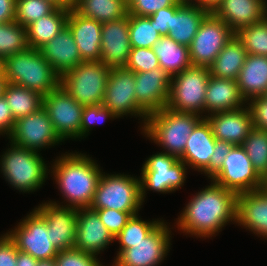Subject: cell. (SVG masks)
<instances>
[{"label": "cell", "mask_w": 267, "mask_h": 266, "mask_svg": "<svg viewBox=\"0 0 267 266\" xmlns=\"http://www.w3.org/2000/svg\"><path fill=\"white\" fill-rule=\"evenodd\" d=\"M210 181V185L191 198L178 217L176 225L185 234L209 238L230 221L236 223L237 194Z\"/></svg>", "instance_id": "1"}, {"label": "cell", "mask_w": 267, "mask_h": 266, "mask_svg": "<svg viewBox=\"0 0 267 266\" xmlns=\"http://www.w3.org/2000/svg\"><path fill=\"white\" fill-rule=\"evenodd\" d=\"M51 172L58 189L68 202L64 206L76 209L90 207L103 172L91 157L83 153H68L55 159Z\"/></svg>", "instance_id": "2"}, {"label": "cell", "mask_w": 267, "mask_h": 266, "mask_svg": "<svg viewBox=\"0 0 267 266\" xmlns=\"http://www.w3.org/2000/svg\"><path fill=\"white\" fill-rule=\"evenodd\" d=\"M203 118L195 113L177 112L165 107L148 115L142 131L149 140L161 146L163 152L179 159L191 132Z\"/></svg>", "instance_id": "3"}, {"label": "cell", "mask_w": 267, "mask_h": 266, "mask_svg": "<svg viewBox=\"0 0 267 266\" xmlns=\"http://www.w3.org/2000/svg\"><path fill=\"white\" fill-rule=\"evenodd\" d=\"M6 82L46 96L60 85V76L40 50L27 48L3 60Z\"/></svg>", "instance_id": "4"}, {"label": "cell", "mask_w": 267, "mask_h": 266, "mask_svg": "<svg viewBox=\"0 0 267 266\" xmlns=\"http://www.w3.org/2000/svg\"><path fill=\"white\" fill-rule=\"evenodd\" d=\"M42 158L40 152L11 143L0 158V170L5 180L16 190L32 193L42 187L50 172Z\"/></svg>", "instance_id": "5"}, {"label": "cell", "mask_w": 267, "mask_h": 266, "mask_svg": "<svg viewBox=\"0 0 267 266\" xmlns=\"http://www.w3.org/2000/svg\"><path fill=\"white\" fill-rule=\"evenodd\" d=\"M110 71L101 61H83L60 77V85L83 106L103 104Z\"/></svg>", "instance_id": "6"}, {"label": "cell", "mask_w": 267, "mask_h": 266, "mask_svg": "<svg viewBox=\"0 0 267 266\" xmlns=\"http://www.w3.org/2000/svg\"><path fill=\"white\" fill-rule=\"evenodd\" d=\"M140 177L125 174L102 173L91 209H114L137 215L142 204Z\"/></svg>", "instance_id": "7"}, {"label": "cell", "mask_w": 267, "mask_h": 266, "mask_svg": "<svg viewBox=\"0 0 267 266\" xmlns=\"http://www.w3.org/2000/svg\"><path fill=\"white\" fill-rule=\"evenodd\" d=\"M209 78V68L199 66H191L172 76L166 107L203 116Z\"/></svg>", "instance_id": "8"}, {"label": "cell", "mask_w": 267, "mask_h": 266, "mask_svg": "<svg viewBox=\"0 0 267 266\" xmlns=\"http://www.w3.org/2000/svg\"><path fill=\"white\" fill-rule=\"evenodd\" d=\"M186 164L176 156L159 152L146 159L141 169V200L144 202L146 190L171 193L183 187L186 180Z\"/></svg>", "instance_id": "9"}, {"label": "cell", "mask_w": 267, "mask_h": 266, "mask_svg": "<svg viewBox=\"0 0 267 266\" xmlns=\"http://www.w3.org/2000/svg\"><path fill=\"white\" fill-rule=\"evenodd\" d=\"M234 35L223 20L210 12L201 22L189 46L191 65L209 67Z\"/></svg>", "instance_id": "10"}, {"label": "cell", "mask_w": 267, "mask_h": 266, "mask_svg": "<svg viewBox=\"0 0 267 266\" xmlns=\"http://www.w3.org/2000/svg\"><path fill=\"white\" fill-rule=\"evenodd\" d=\"M211 180L236 194L262 188V178L255 171L250 158L241 145H234L222 168Z\"/></svg>", "instance_id": "11"}, {"label": "cell", "mask_w": 267, "mask_h": 266, "mask_svg": "<svg viewBox=\"0 0 267 266\" xmlns=\"http://www.w3.org/2000/svg\"><path fill=\"white\" fill-rule=\"evenodd\" d=\"M103 105L117 118L134 115L143 119L144 126L148 114L137 104L135 97V73L124 67L111 68L105 87Z\"/></svg>", "instance_id": "12"}, {"label": "cell", "mask_w": 267, "mask_h": 266, "mask_svg": "<svg viewBox=\"0 0 267 266\" xmlns=\"http://www.w3.org/2000/svg\"><path fill=\"white\" fill-rule=\"evenodd\" d=\"M162 220L142 241L123 250L112 266H157L171 247V228Z\"/></svg>", "instance_id": "13"}, {"label": "cell", "mask_w": 267, "mask_h": 266, "mask_svg": "<svg viewBox=\"0 0 267 266\" xmlns=\"http://www.w3.org/2000/svg\"><path fill=\"white\" fill-rule=\"evenodd\" d=\"M8 139L10 143L34 152L63 142L56 133L44 107L15 120L13 131Z\"/></svg>", "instance_id": "14"}, {"label": "cell", "mask_w": 267, "mask_h": 266, "mask_svg": "<svg viewBox=\"0 0 267 266\" xmlns=\"http://www.w3.org/2000/svg\"><path fill=\"white\" fill-rule=\"evenodd\" d=\"M7 234L15 242L18 251L30 254L34 259H53L59 253V250L49 240L45 220L35 210Z\"/></svg>", "instance_id": "15"}, {"label": "cell", "mask_w": 267, "mask_h": 266, "mask_svg": "<svg viewBox=\"0 0 267 266\" xmlns=\"http://www.w3.org/2000/svg\"><path fill=\"white\" fill-rule=\"evenodd\" d=\"M43 107L63 142L68 138L80 139L84 106L72 98L61 85L43 97Z\"/></svg>", "instance_id": "16"}, {"label": "cell", "mask_w": 267, "mask_h": 266, "mask_svg": "<svg viewBox=\"0 0 267 266\" xmlns=\"http://www.w3.org/2000/svg\"><path fill=\"white\" fill-rule=\"evenodd\" d=\"M49 201L34 210L45 220L50 241L60 250L73 249L76 240L78 209Z\"/></svg>", "instance_id": "17"}, {"label": "cell", "mask_w": 267, "mask_h": 266, "mask_svg": "<svg viewBox=\"0 0 267 266\" xmlns=\"http://www.w3.org/2000/svg\"><path fill=\"white\" fill-rule=\"evenodd\" d=\"M171 77L161 67L135 73L136 102L148 115L166 107Z\"/></svg>", "instance_id": "18"}, {"label": "cell", "mask_w": 267, "mask_h": 266, "mask_svg": "<svg viewBox=\"0 0 267 266\" xmlns=\"http://www.w3.org/2000/svg\"><path fill=\"white\" fill-rule=\"evenodd\" d=\"M129 14L122 19L102 23L100 61L110 68L125 67L131 51Z\"/></svg>", "instance_id": "19"}, {"label": "cell", "mask_w": 267, "mask_h": 266, "mask_svg": "<svg viewBox=\"0 0 267 266\" xmlns=\"http://www.w3.org/2000/svg\"><path fill=\"white\" fill-rule=\"evenodd\" d=\"M114 241L96 210L90 207L78 209L74 249L97 256Z\"/></svg>", "instance_id": "20"}, {"label": "cell", "mask_w": 267, "mask_h": 266, "mask_svg": "<svg viewBox=\"0 0 267 266\" xmlns=\"http://www.w3.org/2000/svg\"><path fill=\"white\" fill-rule=\"evenodd\" d=\"M211 126L216 140L242 145L253 128L252 113L248 106L238 110L217 112L204 117Z\"/></svg>", "instance_id": "21"}, {"label": "cell", "mask_w": 267, "mask_h": 266, "mask_svg": "<svg viewBox=\"0 0 267 266\" xmlns=\"http://www.w3.org/2000/svg\"><path fill=\"white\" fill-rule=\"evenodd\" d=\"M212 13L237 33L267 17L266 0H222Z\"/></svg>", "instance_id": "22"}, {"label": "cell", "mask_w": 267, "mask_h": 266, "mask_svg": "<svg viewBox=\"0 0 267 266\" xmlns=\"http://www.w3.org/2000/svg\"><path fill=\"white\" fill-rule=\"evenodd\" d=\"M236 223L267 239V192L262 188L237 194Z\"/></svg>", "instance_id": "23"}, {"label": "cell", "mask_w": 267, "mask_h": 266, "mask_svg": "<svg viewBox=\"0 0 267 266\" xmlns=\"http://www.w3.org/2000/svg\"><path fill=\"white\" fill-rule=\"evenodd\" d=\"M66 25L71 30L83 61H100L102 23L82 16L72 7Z\"/></svg>", "instance_id": "24"}, {"label": "cell", "mask_w": 267, "mask_h": 266, "mask_svg": "<svg viewBox=\"0 0 267 266\" xmlns=\"http://www.w3.org/2000/svg\"><path fill=\"white\" fill-rule=\"evenodd\" d=\"M39 50L60 77L83 62L73 34L67 25Z\"/></svg>", "instance_id": "25"}, {"label": "cell", "mask_w": 267, "mask_h": 266, "mask_svg": "<svg viewBox=\"0 0 267 266\" xmlns=\"http://www.w3.org/2000/svg\"><path fill=\"white\" fill-rule=\"evenodd\" d=\"M246 101L242 97L237 80L216 78L210 75L205 94L204 117L208 115L238 110L245 106Z\"/></svg>", "instance_id": "26"}, {"label": "cell", "mask_w": 267, "mask_h": 266, "mask_svg": "<svg viewBox=\"0 0 267 266\" xmlns=\"http://www.w3.org/2000/svg\"><path fill=\"white\" fill-rule=\"evenodd\" d=\"M216 139L208 121L203 118L191 132L183 155L179 158L188 167L202 172L210 162Z\"/></svg>", "instance_id": "27"}, {"label": "cell", "mask_w": 267, "mask_h": 266, "mask_svg": "<svg viewBox=\"0 0 267 266\" xmlns=\"http://www.w3.org/2000/svg\"><path fill=\"white\" fill-rule=\"evenodd\" d=\"M210 13L204 7L184 1L171 15V26L168 36L177 44L189 47L201 22Z\"/></svg>", "instance_id": "28"}, {"label": "cell", "mask_w": 267, "mask_h": 266, "mask_svg": "<svg viewBox=\"0 0 267 266\" xmlns=\"http://www.w3.org/2000/svg\"><path fill=\"white\" fill-rule=\"evenodd\" d=\"M237 84L246 103L264 96L267 92V57L247 54Z\"/></svg>", "instance_id": "29"}, {"label": "cell", "mask_w": 267, "mask_h": 266, "mask_svg": "<svg viewBox=\"0 0 267 266\" xmlns=\"http://www.w3.org/2000/svg\"><path fill=\"white\" fill-rule=\"evenodd\" d=\"M246 56L247 52L241 40L234 35L208 67L210 75L237 80Z\"/></svg>", "instance_id": "30"}, {"label": "cell", "mask_w": 267, "mask_h": 266, "mask_svg": "<svg viewBox=\"0 0 267 266\" xmlns=\"http://www.w3.org/2000/svg\"><path fill=\"white\" fill-rule=\"evenodd\" d=\"M70 8L57 7L51 14L35 20L26 27L30 48L39 50L66 25Z\"/></svg>", "instance_id": "31"}, {"label": "cell", "mask_w": 267, "mask_h": 266, "mask_svg": "<svg viewBox=\"0 0 267 266\" xmlns=\"http://www.w3.org/2000/svg\"><path fill=\"white\" fill-rule=\"evenodd\" d=\"M154 53L159 59L160 67L171 76L191 67L189 47L177 44L168 35L161 36L153 46Z\"/></svg>", "instance_id": "32"}, {"label": "cell", "mask_w": 267, "mask_h": 266, "mask_svg": "<svg viewBox=\"0 0 267 266\" xmlns=\"http://www.w3.org/2000/svg\"><path fill=\"white\" fill-rule=\"evenodd\" d=\"M72 8L82 16L100 23L119 20L128 15L125 0H78Z\"/></svg>", "instance_id": "33"}, {"label": "cell", "mask_w": 267, "mask_h": 266, "mask_svg": "<svg viewBox=\"0 0 267 266\" xmlns=\"http://www.w3.org/2000/svg\"><path fill=\"white\" fill-rule=\"evenodd\" d=\"M3 96L11 108L13 118L27 116L43 107V97L38 92L6 82Z\"/></svg>", "instance_id": "34"}, {"label": "cell", "mask_w": 267, "mask_h": 266, "mask_svg": "<svg viewBox=\"0 0 267 266\" xmlns=\"http://www.w3.org/2000/svg\"><path fill=\"white\" fill-rule=\"evenodd\" d=\"M161 36L154 25V21L150 17L129 14V38L131 47L153 48Z\"/></svg>", "instance_id": "35"}, {"label": "cell", "mask_w": 267, "mask_h": 266, "mask_svg": "<svg viewBox=\"0 0 267 266\" xmlns=\"http://www.w3.org/2000/svg\"><path fill=\"white\" fill-rule=\"evenodd\" d=\"M29 48L26 27L15 20L0 23V58L5 59Z\"/></svg>", "instance_id": "36"}, {"label": "cell", "mask_w": 267, "mask_h": 266, "mask_svg": "<svg viewBox=\"0 0 267 266\" xmlns=\"http://www.w3.org/2000/svg\"><path fill=\"white\" fill-rule=\"evenodd\" d=\"M241 146L255 171L263 178L267 174V131L253 127Z\"/></svg>", "instance_id": "37"}, {"label": "cell", "mask_w": 267, "mask_h": 266, "mask_svg": "<svg viewBox=\"0 0 267 266\" xmlns=\"http://www.w3.org/2000/svg\"><path fill=\"white\" fill-rule=\"evenodd\" d=\"M139 214L131 216L127 221L126 225L122 228L121 232L114 237V240H118L120 244L119 251H117V256L125 249L133 247V244H136L142 241L161 221V220H152L144 221L141 220Z\"/></svg>", "instance_id": "38"}, {"label": "cell", "mask_w": 267, "mask_h": 266, "mask_svg": "<svg viewBox=\"0 0 267 266\" xmlns=\"http://www.w3.org/2000/svg\"><path fill=\"white\" fill-rule=\"evenodd\" d=\"M235 35L241 40L247 54L267 57V17L241 28Z\"/></svg>", "instance_id": "39"}, {"label": "cell", "mask_w": 267, "mask_h": 266, "mask_svg": "<svg viewBox=\"0 0 267 266\" xmlns=\"http://www.w3.org/2000/svg\"><path fill=\"white\" fill-rule=\"evenodd\" d=\"M56 8L49 0H16L15 21L27 27L35 20L51 14Z\"/></svg>", "instance_id": "40"}, {"label": "cell", "mask_w": 267, "mask_h": 266, "mask_svg": "<svg viewBox=\"0 0 267 266\" xmlns=\"http://www.w3.org/2000/svg\"><path fill=\"white\" fill-rule=\"evenodd\" d=\"M158 67H160L159 59L153 48L132 47L124 68L134 73H139L148 72Z\"/></svg>", "instance_id": "41"}, {"label": "cell", "mask_w": 267, "mask_h": 266, "mask_svg": "<svg viewBox=\"0 0 267 266\" xmlns=\"http://www.w3.org/2000/svg\"><path fill=\"white\" fill-rule=\"evenodd\" d=\"M114 118L116 119L117 117L103 104L84 106L80 125V138L82 139L83 136L89 135L88 133L93 124Z\"/></svg>", "instance_id": "42"}, {"label": "cell", "mask_w": 267, "mask_h": 266, "mask_svg": "<svg viewBox=\"0 0 267 266\" xmlns=\"http://www.w3.org/2000/svg\"><path fill=\"white\" fill-rule=\"evenodd\" d=\"M55 260L56 266H103L97 256L74 248L60 250Z\"/></svg>", "instance_id": "43"}, {"label": "cell", "mask_w": 267, "mask_h": 266, "mask_svg": "<svg viewBox=\"0 0 267 266\" xmlns=\"http://www.w3.org/2000/svg\"><path fill=\"white\" fill-rule=\"evenodd\" d=\"M97 211L100 220L106 226L113 237H116L131 218L128 212L114 209H94Z\"/></svg>", "instance_id": "44"}, {"label": "cell", "mask_w": 267, "mask_h": 266, "mask_svg": "<svg viewBox=\"0 0 267 266\" xmlns=\"http://www.w3.org/2000/svg\"><path fill=\"white\" fill-rule=\"evenodd\" d=\"M180 0H132L128 4V14L151 16L161 8L176 5Z\"/></svg>", "instance_id": "45"}, {"label": "cell", "mask_w": 267, "mask_h": 266, "mask_svg": "<svg viewBox=\"0 0 267 266\" xmlns=\"http://www.w3.org/2000/svg\"><path fill=\"white\" fill-rule=\"evenodd\" d=\"M234 145L232 143L216 140L214 152L209 165L202 171L211 179L223 166V162Z\"/></svg>", "instance_id": "46"}, {"label": "cell", "mask_w": 267, "mask_h": 266, "mask_svg": "<svg viewBox=\"0 0 267 266\" xmlns=\"http://www.w3.org/2000/svg\"><path fill=\"white\" fill-rule=\"evenodd\" d=\"M253 120V127L267 131V97L253 98L248 102Z\"/></svg>", "instance_id": "47"}, {"label": "cell", "mask_w": 267, "mask_h": 266, "mask_svg": "<svg viewBox=\"0 0 267 266\" xmlns=\"http://www.w3.org/2000/svg\"><path fill=\"white\" fill-rule=\"evenodd\" d=\"M185 0H180L176 5L161 8L152 14L150 17L151 20L154 21V25L157 28V31L162 35H168V31L171 26V15H173L178 7L184 2Z\"/></svg>", "instance_id": "48"}, {"label": "cell", "mask_w": 267, "mask_h": 266, "mask_svg": "<svg viewBox=\"0 0 267 266\" xmlns=\"http://www.w3.org/2000/svg\"><path fill=\"white\" fill-rule=\"evenodd\" d=\"M18 249L7 233L0 237V266H16Z\"/></svg>", "instance_id": "49"}, {"label": "cell", "mask_w": 267, "mask_h": 266, "mask_svg": "<svg viewBox=\"0 0 267 266\" xmlns=\"http://www.w3.org/2000/svg\"><path fill=\"white\" fill-rule=\"evenodd\" d=\"M15 119L13 118L11 108L8 106L5 97H0V135L6 134L8 137L13 131Z\"/></svg>", "instance_id": "50"}, {"label": "cell", "mask_w": 267, "mask_h": 266, "mask_svg": "<svg viewBox=\"0 0 267 266\" xmlns=\"http://www.w3.org/2000/svg\"><path fill=\"white\" fill-rule=\"evenodd\" d=\"M16 0H0V23L15 20Z\"/></svg>", "instance_id": "51"}, {"label": "cell", "mask_w": 267, "mask_h": 266, "mask_svg": "<svg viewBox=\"0 0 267 266\" xmlns=\"http://www.w3.org/2000/svg\"><path fill=\"white\" fill-rule=\"evenodd\" d=\"M38 260L34 259L30 254L18 251L16 266H35Z\"/></svg>", "instance_id": "52"}, {"label": "cell", "mask_w": 267, "mask_h": 266, "mask_svg": "<svg viewBox=\"0 0 267 266\" xmlns=\"http://www.w3.org/2000/svg\"><path fill=\"white\" fill-rule=\"evenodd\" d=\"M190 3H194L198 6L204 7L208 9L210 12L213 11V9L216 8V6L222 1V0H185ZM196 1V2H195Z\"/></svg>", "instance_id": "53"}, {"label": "cell", "mask_w": 267, "mask_h": 266, "mask_svg": "<svg viewBox=\"0 0 267 266\" xmlns=\"http://www.w3.org/2000/svg\"><path fill=\"white\" fill-rule=\"evenodd\" d=\"M35 266H56V260L55 258L38 260V264Z\"/></svg>", "instance_id": "54"}, {"label": "cell", "mask_w": 267, "mask_h": 266, "mask_svg": "<svg viewBox=\"0 0 267 266\" xmlns=\"http://www.w3.org/2000/svg\"><path fill=\"white\" fill-rule=\"evenodd\" d=\"M57 7L71 8L72 6L66 0H49Z\"/></svg>", "instance_id": "55"}, {"label": "cell", "mask_w": 267, "mask_h": 266, "mask_svg": "<svg viewBox=\"0 0 267 266\" xmlns=\"http://www.w3.org/2000/svg\"><path fill=\"white\" fill-rule=\"evenodd\" d=\"M5 84H6L5 77H0V97L3 95Z\"/></svg>", "instance_id": "56"}, {"label": "cell", "mask_w": 267, "mask_h": 266, "mask_svg": "<svg viewBox=\"0 0 267 266\" xmlns=\"http://www.w3.org/2000/svg\"><path fill=\"white\" fill-rule=\"evenodd\" d=\"M262 189L267 192V174L262 178Z\"/></svg>", "instance_id": "57"}, {"label": "cell", "mask_w": 267, "mask_h": 266, "mask_svg": "<svg viewBox=\"0 0 267 266\" xmlns=\"http://www.w3.org/2000/svg\"><path fill=\"white\" fill-rule=\"evenodd\" d=\"M0 77H4L3 59L0 58Z\"/></svg>", "instance_id": "58"}, {"label": "cell", "mask_w": 267, "mask_h": 266, "mask_svg": "<svg viewBox=\"0 0 267 266\" xmlns=\"http://www.w3.org/2000/svg\"><path fill=\"white\" fill-rule=\"evenodd\" d=\"M71 6H73L78 0H66Z\"/></svg>", "instance_id": "59"}, {"label": "cell", "mask_w": 267, "mask_h": 266, "mask_svg": "<svg viewBox=\"0 0 267 266\" xmlns=\"http://www.w3.org/2000/svg\"><path fill=\"white\" fill-rule=\"evenodd\" d=\"M131 1H132V0H125V2H126L127 4H129Z\"/></svg>", "instance_id": "60"}]
</instances>
